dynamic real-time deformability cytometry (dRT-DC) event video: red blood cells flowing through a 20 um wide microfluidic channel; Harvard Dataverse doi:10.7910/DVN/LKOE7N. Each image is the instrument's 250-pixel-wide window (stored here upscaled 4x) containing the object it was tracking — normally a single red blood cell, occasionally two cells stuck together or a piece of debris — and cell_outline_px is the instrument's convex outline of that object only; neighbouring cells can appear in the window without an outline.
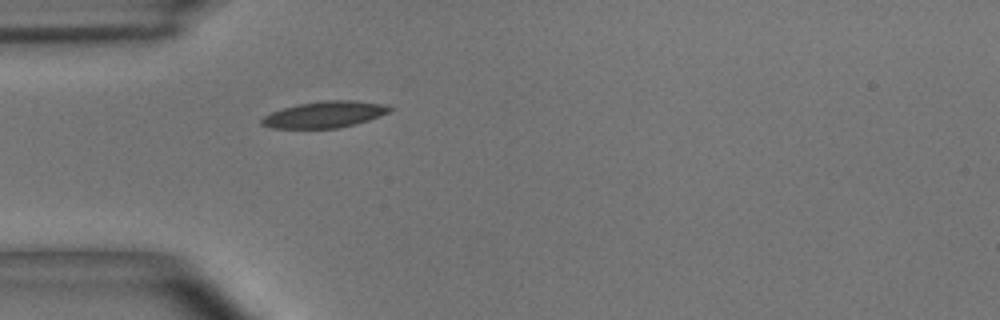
{"species": "common noctule bat (a hibernating species)", "species_latin": "Nyctalus noctula", "temperature_condition": "room temperature", "stored_images_in_passage": 1, "camera_frame_rate_fps": 3000, "um_per_image_px": 0.085, "animal": {"sex": "male", "body_mass_g": 15.6}, "frame": {"image": 1, "passage_image": 1, "time_ms": 0.0, "image_size_px": [1000, 320], "cell_outline_px": [[396, 108], [388, 112], [368, 120], [336, 128], [272, 128], [260, 124], [260, 120], [264, 116], [272, 112], [284, 108], [300, 104], [324, 100], [352, 100], [380, 104]], "centroid_in_image_um": [27.56, 9.73], "position_along_channel_um": 57.4, "area_um2": 19.31}}